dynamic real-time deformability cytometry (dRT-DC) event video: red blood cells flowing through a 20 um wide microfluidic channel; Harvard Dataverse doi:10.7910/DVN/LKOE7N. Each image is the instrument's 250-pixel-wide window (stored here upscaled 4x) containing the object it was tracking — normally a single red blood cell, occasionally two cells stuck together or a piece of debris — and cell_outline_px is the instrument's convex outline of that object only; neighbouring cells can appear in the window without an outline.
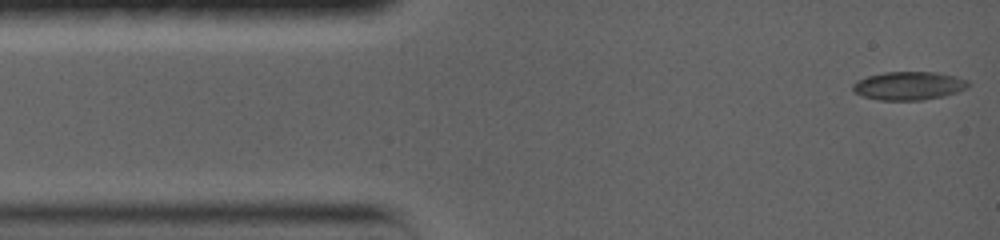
{"species": "common noctule bat (a hibernating species)", "species_latin": "Nyctalus noctula", "temperature_condition": "warm", "stored_images_in_passage": 50, "camera_frame_rate_fps": 5000, "um_per_image_px": 0.085, "animal": {"sex": "female", "body_mass_g": 19.0, "forearm_length_mm": 56.7}, "frame": {"image": 1, "passage_image": 1, "time_ms": 0.0, "image_size_px": [1000, 240], "cell_outline_px": [[972, 84], [968, 88], [944, 96], [924, 100], [880, 100], [864, 96], [852, 92], [852, 84], [856, 80], [868, 76], [884, 72], [936, 72], [956, 76], [968, 80]], "centroid_in_image_um": [77.26, 7.29], "position_along_channel_um": 7.7, "area_um2": 19.31}}
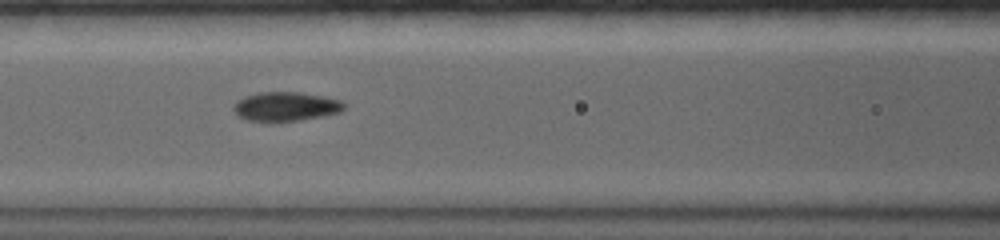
{"frame": {"image": 2, "passage_image": 22, "time_ms": 5.6, "image_size_px": [1000, 240], "cell_outline_px": [[344, 108], [340, 112], [324, 116], [300, 120], [248, 120], [240, 116], [232, 108], [236, 100], [244, 96], [260, 92], [300, 92], [324, 96], [340, 100], [344, 104]], "centroid_in_image_um": [24.3, 9.03], "position_along_channel_um": 142.3, "area_um2": 18.5}}
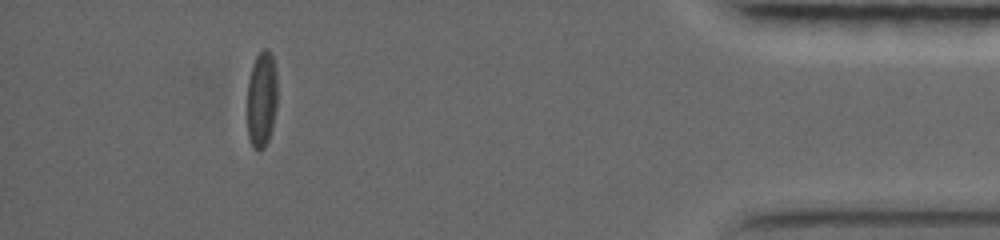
{"frame": {"image": 3, "passage_image": 44, "time_ms": 14.6, "image_size_px": [1000, 240], "cell_outline_px": [[276, 108], [272, 128], [268, 140], [264, 148], [260, 152], [256, 152], [252, 148], [248, 136], [248, 80], [256, 56], [264, 48], [268, 48], [272, 52], [276, 68]], "centroid_in_image_um": [22.25, 8.45], "position_along_channel_um": 413.0, "area_um2": 17.11}, "authors_computed_cell_mechanics": {"area_um2": 18.496, "velocity_mm_per_s": 3.6859, "shape_relaxation_time_tau1_ms": 5.0582, "shape_relaxation_time_tau2_ms": 2.4355, "deformation_change_tau1": 0.192, "deformation_change_tau2": 0.0601}}